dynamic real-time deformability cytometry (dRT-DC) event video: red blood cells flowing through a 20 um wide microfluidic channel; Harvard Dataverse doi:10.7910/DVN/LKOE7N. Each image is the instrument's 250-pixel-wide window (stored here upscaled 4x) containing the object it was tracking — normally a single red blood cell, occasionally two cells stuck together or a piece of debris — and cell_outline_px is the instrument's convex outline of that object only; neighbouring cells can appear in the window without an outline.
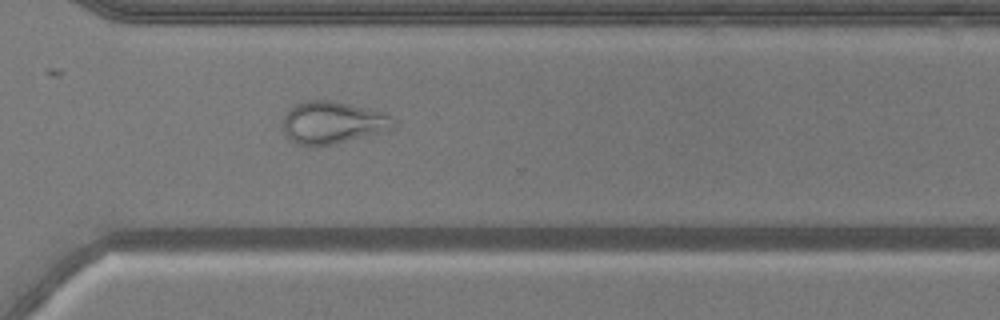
{"species": "common noctule bat (a hibernating species)", "species_latin": "Nyctalus noctula", "temperature_condition": "warm", "stored_images_in_passage": 52, "camera_frame_rate_fps": 3000, "um_per_image_px": 0.085, "animal": {"sex": "male", "body_mass_g": 20.5, "forearm_length_mm": 52.5}, "frame": {"image": 1, "passage_image": 37, "time_ms": 12.0, "image_size_px": [1000, 320], "cell_outline_px": [[396, 128], [336, 144], [316, 148], [300, 144], [292, 140], [284, 132], [284, 116], [288, 108], [304, 100], [332, 100], [372, 108], [384, 112], [392, 116], [396, 120]], "centroid_in_image_um": [28.33, 10.41], "position_along_channel_um": 342.3, "area_um2": 27.92}}
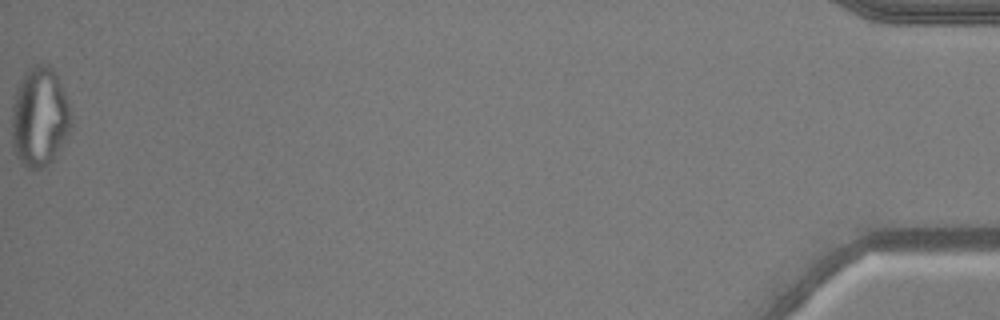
{"frame": {"image": 2, "passage_image": 52, "time_ms": 17.0, "image_size_px": [1000, 320], "cell_outline_px": [[72, 124], [68, 132], [48, 164], [40, 168], [28, 168], [16, 156], [12, 144], [12, 104], [16, 88], [20, 80], [28, 68], [36, 64], [48, 64], [52, 68], [64, 92], [68, 104]], "centroid_in_image_um": [3.32, 9.91], "position_along_channel_um": 431.9, "area_um2": 33.81}, "authors_computed_cell_mechanics": {"area_um2": 29.767, "velocity_mm_per_s": 3.9064, "shape_relaxation_time_tau1_ms": null, "shape_relaxation_time_tau2_ms": 1.1858, "deformation_change_tau1": null, "deformation_change_tau2": 0.0822}}